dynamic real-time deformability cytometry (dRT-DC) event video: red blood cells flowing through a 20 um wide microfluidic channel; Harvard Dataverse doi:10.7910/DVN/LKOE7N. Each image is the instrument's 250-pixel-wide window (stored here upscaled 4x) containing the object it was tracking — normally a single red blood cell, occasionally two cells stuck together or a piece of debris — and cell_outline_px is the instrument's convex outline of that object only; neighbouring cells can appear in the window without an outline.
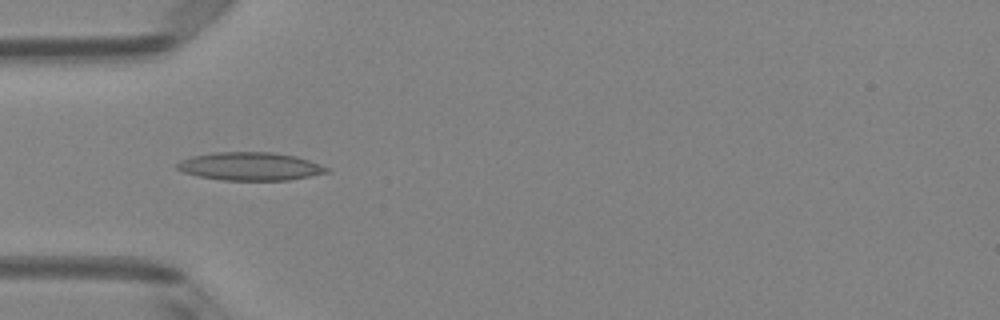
{"species": "Egyptian fruit bat (a non-hibernating species)", "species_latin": "Rousettus aegyptiacus", "temperature_condition": "room temperature", "stored_images_in_passage": 49, "camera_frame_rate_fps": 3000, "um_per_image_px": 0.085, "animal": {"sex": "female"}, "frame": {"image": 1, "passage_image": 15, "time_ms": 4.667, "image_size_px": [1000, 320], "cell_outline_px": [[332, 168], [328, 172], [288, 180], [220, 180], [200, 176], [184, 172], [176, 168], [176, 164], [180, 160], [192, 156], [212, 152], [272, 152], [296, 156]], "centroid_in_image_um": [21.26, 14.13], "position_along_channel_um": 63.7, "area_um2": 24.51}}
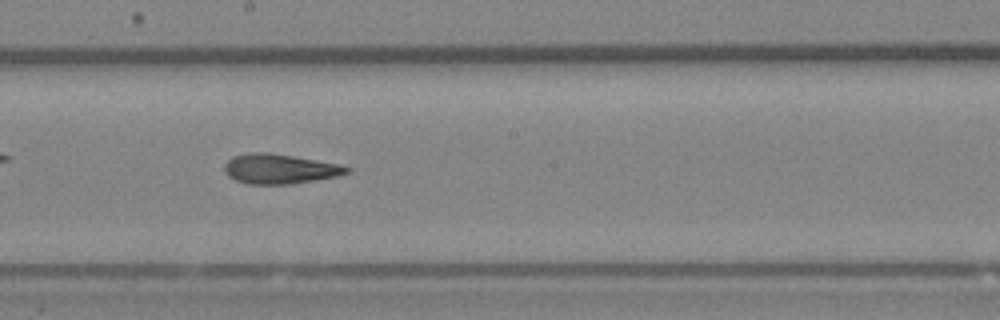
{"frame": {"image": 2, "passage_image": 27, "time_ms": 8.667, "image_size_px": [1000, 320], "cell_outline_px": [[352, 168], [348, 172], [340, 176], [292, 184], [248, 184], [236, 180], [228, 176], [224, 172], [224, 164], [232, 156], [248, 152], [268, 152], [340, 164]], "centroid_in_image_um": [23.76, 14.35], "position_along_channel_um": 224.4, "area_um2": 21.39}}
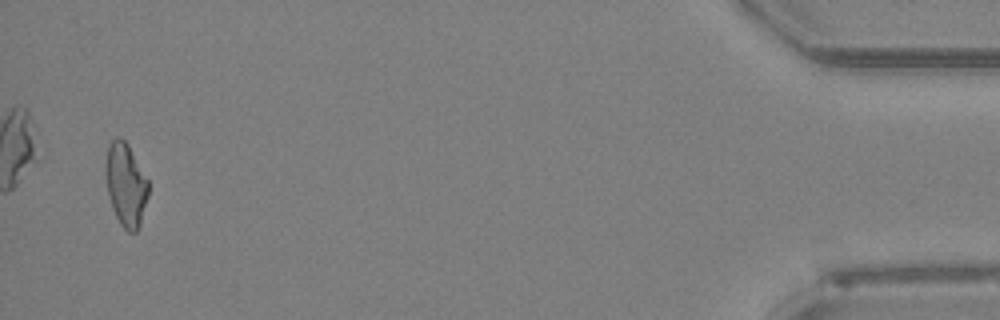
{"frame": {"image": 3, "passage_image": 48, "time_ms": 15.667, "image_size_px": [1000, 320], "cell_outline_px": [[148, 196], [140, 224], [136, 232], [128, 232], [120, 224], [112, 208], [108, 196], [104, 172], [104, 164], [108, 144], [116, 136], [120, 136], [128, 144], [148, 180]], "centroid_in_image_um": [10.66, 15.66], "position_along_channel_um": 424.5, "area_um2": 20.98}, "authors_computed_cell_mechanics": {"area_um2": 21.6172, "velocity_mm_per_s": 4.0504, "shape_relaxation_time_tau1_ms": 6.3243, "shape_relaxation_time_tau2_ms": 2.6993, "deformation_change_tau1": 0.2025, "deformation_change_tau2": 0.1246}}